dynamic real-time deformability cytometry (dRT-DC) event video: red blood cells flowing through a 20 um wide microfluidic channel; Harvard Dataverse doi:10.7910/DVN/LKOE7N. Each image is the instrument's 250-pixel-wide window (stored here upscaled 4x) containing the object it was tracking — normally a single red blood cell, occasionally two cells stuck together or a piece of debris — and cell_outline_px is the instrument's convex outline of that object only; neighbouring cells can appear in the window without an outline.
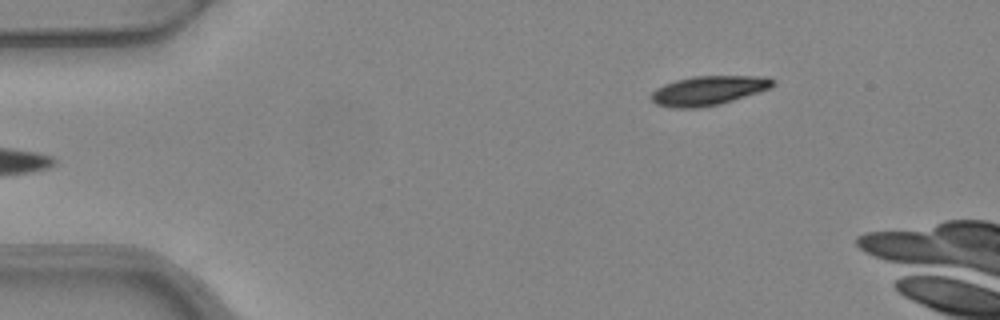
{"species": "common noctule bat (a hibernating species)", "species_latin": "Nyctalus noctula", "temperature_condition": "warm", "stored_images_in_passage": 4, "camera_frame_rate_fps": 3000, "um_per_image_px": 0.085, "animal": {"sex": "female", "body_mass_g": 24.6, "forearm_length_mm": 56.2}, "frame": {"image": 1, "passage_image": 4, "time_ms": 1.0, "image_size_px": [1000, 320], "cell_outline_px": [[776, 84], [768, 88], [720, 104], [696, 108], [676, 108], [656, 104], [648, 96], [656, 88], [664, 84], [676, 80], [692, 76], [764, 76], [776, 80]], "centroid_in_image_um": [60.17, 7.69], "position_along_channel_um": 24.8, "area_um2": 20.63}}